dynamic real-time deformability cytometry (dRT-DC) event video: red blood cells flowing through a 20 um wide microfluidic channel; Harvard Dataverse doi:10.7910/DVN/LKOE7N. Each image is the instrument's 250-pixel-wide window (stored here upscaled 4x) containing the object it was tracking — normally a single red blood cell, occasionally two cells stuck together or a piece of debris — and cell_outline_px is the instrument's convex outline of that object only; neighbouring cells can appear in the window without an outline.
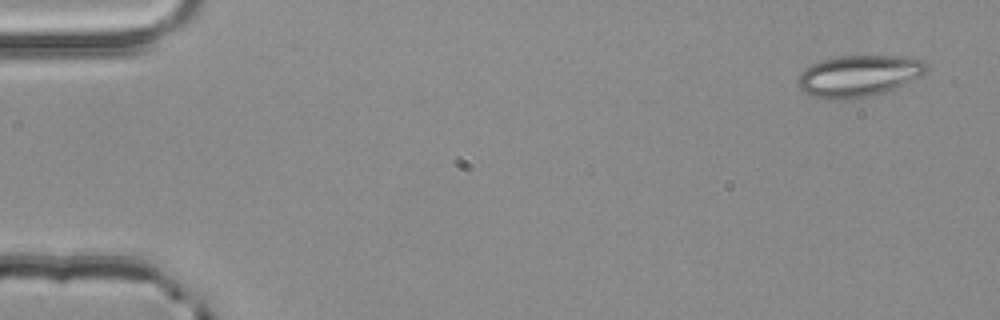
{"species": "common noctule bat (a hibernating species)", "species_latin": "Nyctalus noctula", "temperature_condition": "room temperature", "stored_images_in_passage": 4, "camera_frame_rate_fps": 3000, "um_per_image_px": 0.085, "animal": {"sex": "male", "body_mass_g": 20.4}, "frame": {"image": 1, "passage_image": 1, "time_ms": 0.0, "image_size_px": [1000, 320], "cell_outline_px": [[928, 72], [920, 76], [884, 92], [872, 96], [848, 100], [824, 100], [812, 96], [804, 92], [796, 84], [796, 80], [804, 68], [812, 64], [836, 56], [904, 56], [924, 60], [928, 68]], "centroid_in_image_um": [72.95, 6.47], "position_along_channel_um": 12.0, "area_um2": 31.39}}